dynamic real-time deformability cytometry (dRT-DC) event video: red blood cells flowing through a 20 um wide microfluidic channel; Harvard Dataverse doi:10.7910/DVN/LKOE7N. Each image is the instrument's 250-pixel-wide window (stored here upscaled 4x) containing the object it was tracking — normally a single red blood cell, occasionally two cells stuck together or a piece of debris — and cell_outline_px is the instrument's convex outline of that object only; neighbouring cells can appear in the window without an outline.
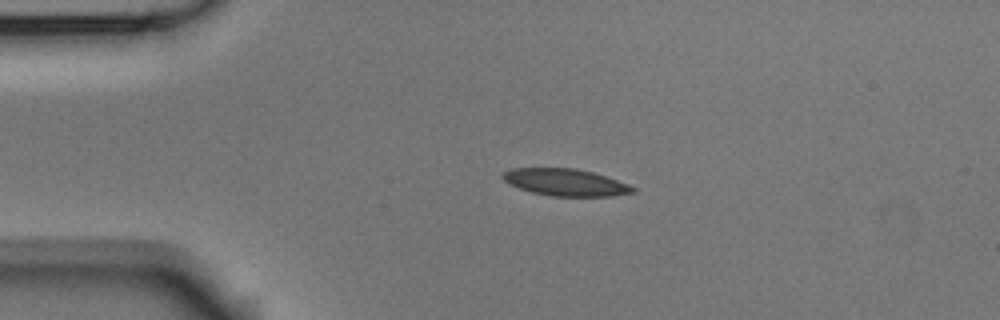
{"species": "Egyptian fruit bat (a non-hibernating species)", "species_latin": "Rousettus aegyptiacus", "temperature_condition": "room temperature", "stored_images_in_passage": 4, "camera_frame_rate_fps": 3000, "um_per_image_px": 0.085, "animal": {"sex": "male"}, "frame": {"image": 1, "passage_image": 3, "time_ms": 0.667, "image_size_px": [1000, 320], "cell_outline_px": [[636, 192], [612, 196], [552, 196], [532, 192], [508, 184], [500, 176], [504, 172], [512, 168], [576, 168], [592, 172], [628, 184], [636, 188]], "centroid_in_image_um": [48.05, 15.5], "position_along_channel_um": 36.9, "area_um2": 20.4}}